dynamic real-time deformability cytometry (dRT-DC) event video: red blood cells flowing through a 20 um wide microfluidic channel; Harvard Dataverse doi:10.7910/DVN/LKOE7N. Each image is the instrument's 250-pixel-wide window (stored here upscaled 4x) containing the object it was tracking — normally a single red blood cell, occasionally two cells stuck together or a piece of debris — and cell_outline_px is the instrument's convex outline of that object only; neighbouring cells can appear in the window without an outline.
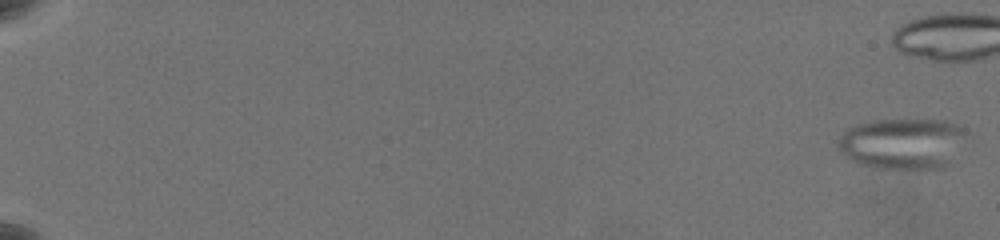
{"species": "common noctule bat (a hibernating species)", "species_latin": "Nyctalus noctula", "temperature_condition": "warm", "stored_images_in_passage": 53, "camera_frame_rate_fps": 3000, "um_per_image_px": 0.085, "animal": {"sex": "female", "body_mass_g": 19.5, "forearm_length_mm": 54.1}, "frame": {"image": 1, "passage_image": 1, "time_ms": 0.0, "image_size_px": [1000, 240], "cell_outline_px": [[964, 128], [944, 168], [880, 168], [860, 164], [852, 160], [840, 148], [836, 140], [848, 128], [856, 124], [872, 120], [936, 120], [956, 124]], "centroid_in_image_um": [76.57, 12.18], "position_along_channel_um": 8.4, "area_um2": 36.53}}
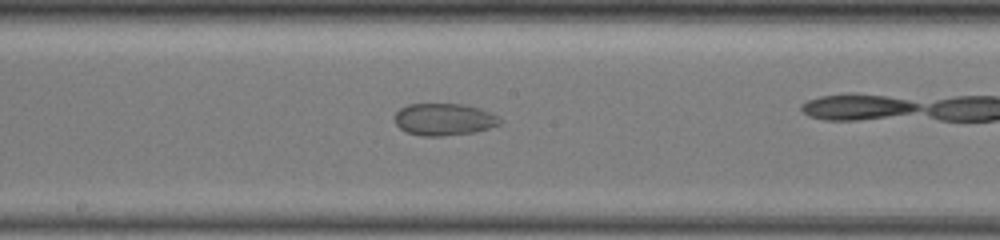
{"frame": {"image": 2, "passage_image": 38, "time_ms": 12.333, "image_size_px": [1000, 240], "cell_outline_px": [[504, 120], [500, 124], [488, 128], [472, 132], [444, 136], [420, 136], [408, 132], [400, 128], [396, 124], [396, 112], [400, 108], [408, 104], [460, 104], [480, 108], [500, 116]], "centroid_in_image_um": [37.78, 10.14], "position_along_channel_um": 210.4, "area_um2": 19.65}}
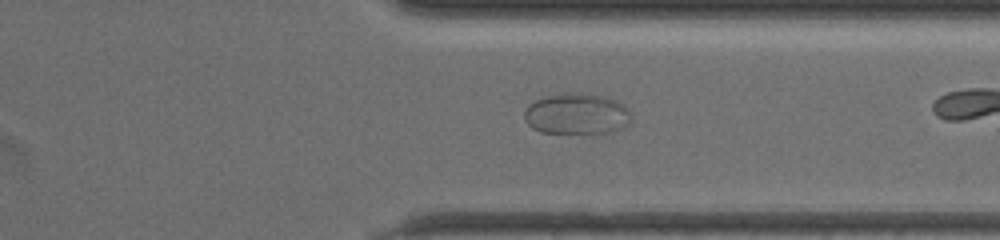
{"frame": {"image": 3, "passage_image": 51, "time_ms": 16.667, "image_size_px": [1000, 240], "cell_outline_px": [[632, 120], [624, 128], [616, 132], [540, 132], [532, 128], [524, 120], [524, 112], [528, 104], [536, 100], [548, 96], [572, 92], [588, 92], [604, 96], [616, 100], [624, 104], [628, 108], [632, 116]], "centroid_in_image_um": [49.07, 9.66], "position_along_channel_um": 362.3, "area_um2": 25.84}}